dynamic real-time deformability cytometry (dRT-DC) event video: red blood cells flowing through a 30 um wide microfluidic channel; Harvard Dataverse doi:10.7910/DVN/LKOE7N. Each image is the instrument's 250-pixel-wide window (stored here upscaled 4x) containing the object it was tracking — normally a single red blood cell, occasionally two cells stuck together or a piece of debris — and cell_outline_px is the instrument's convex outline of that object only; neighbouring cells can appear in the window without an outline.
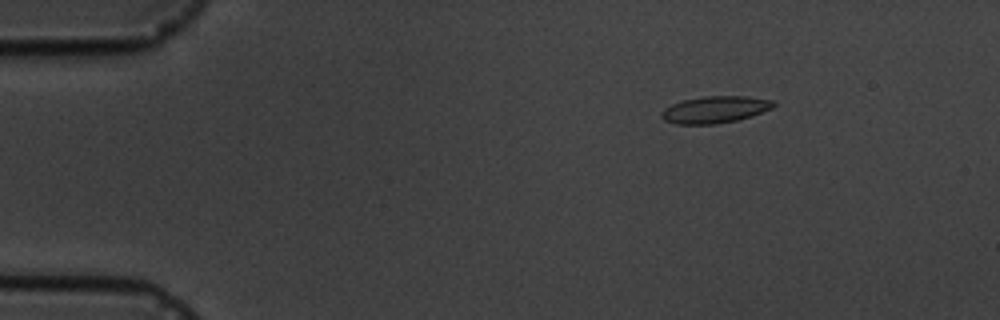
{"species": "common noctule bat (a hibernating species)", "species_latin": "Nyctalus noctula", "temperature_condition": "cold", "stored_images_in_passage": 4, "camera_frame_rate_fps": 3000, "um_per_image_px": 0.085, "animal": {"sex": "male", "body_mass_g": 19.5, "forearm_length_mm": 54.6}, "frame": {"image": 1, "passage_image": 2, "time_ms": 1.333, "image_size_px": [1000, 320], "cell_outline_px": [[776, 104], [772, 108], [736, 120], [716, 124], [676, 124], [664, 120], [660, 116], [660, 112], [664, 108], [672, 104], [684, 100], [704, 96], [748, 96], [776, 100]], "centroid_in_image_um": [60.76, 9.3], "position_along_channel_um": 24.2, "area_um2": 17.51}}